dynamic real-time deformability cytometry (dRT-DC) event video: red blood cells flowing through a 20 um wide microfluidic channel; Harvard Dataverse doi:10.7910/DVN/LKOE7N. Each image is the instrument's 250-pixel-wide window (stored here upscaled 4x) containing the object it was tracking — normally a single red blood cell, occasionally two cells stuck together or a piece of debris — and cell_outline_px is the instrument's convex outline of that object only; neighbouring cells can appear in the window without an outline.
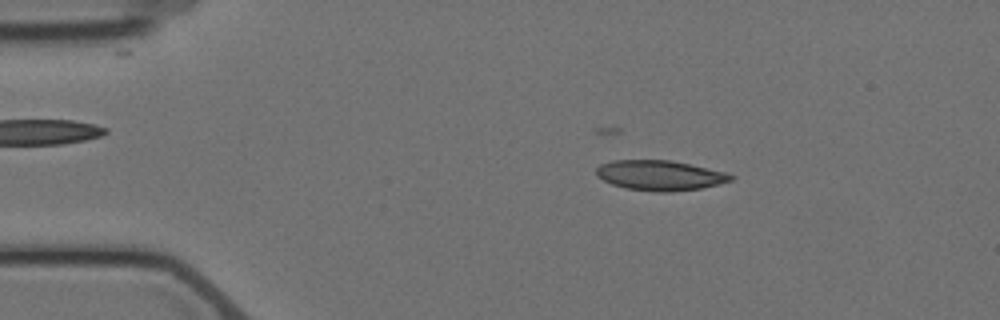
{"species": "Egyptian fruit bat (a non-hibernating species)", "species_latin": "Rousettus aegyptiacus", "temperature_condition": "cold", "stored_images_in_passage": 4, "camera_frame_rate_fps": 3000, "um_per_image_px": 0.085, "animal": {"sex": "female"}, "frame": {"image": 1, "passage_image": 3, "time_ms": 3.333, "image_size_px": [1000, 320], "cell_outline_px": [[736, 176], [732, 180], [700, 188], [668, 192], [660, 192], [624, 188], [612, 184], [596, 176], [596, 168], [600, 164], [612, 160], [672, 160], [728, 172]], "centroid_in_image_um": [56.09, 14.89], "position_along_channel_um": 28.9, "area_um2": 23.64}}